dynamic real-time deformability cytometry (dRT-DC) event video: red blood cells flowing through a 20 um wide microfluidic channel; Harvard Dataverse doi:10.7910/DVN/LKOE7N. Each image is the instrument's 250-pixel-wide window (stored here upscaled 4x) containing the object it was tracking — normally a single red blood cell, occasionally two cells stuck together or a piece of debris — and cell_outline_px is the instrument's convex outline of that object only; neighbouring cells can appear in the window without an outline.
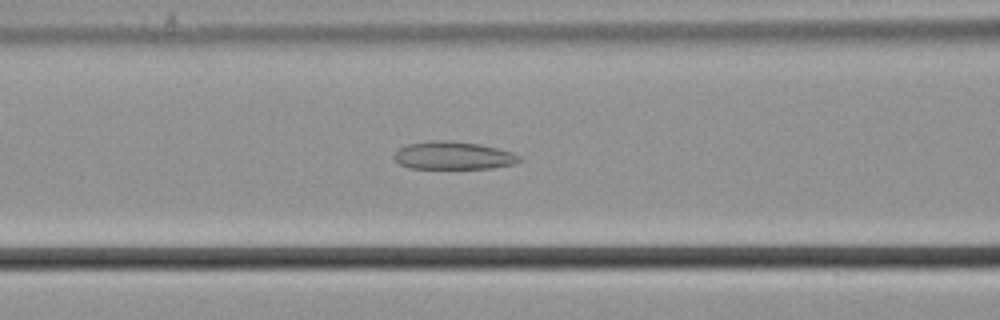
{"species": "common noctule bat (a hibernating species)", "species_latin": "Nyctalus noctula", "temperature_condition": "cold", "stored_images_in_passage": 57, "camera_frame_rate_fps": 3000, "um_per_image_px": 0.085, "animal": {"sex": "male", "body_mass_g": 21.5, "forearm_length_mm": 52.0}, "frame": {"image": 1, "passage_image": 24, "time_ms": 7.667, "image_size_px": [1000, 320], "cell_outline_px": [[520, 160], [516, 164], [492, 168], [408, 168], [400, 164], [392, 156], [400, 148], [408, 144], [436, 140], [448, 140], [480, 144], [512, 152], [520, 156]], "centroid_in_image_um": [38.54, 13.22], "position_along_channel_um": 128.1, "area_um2": 20.23}}
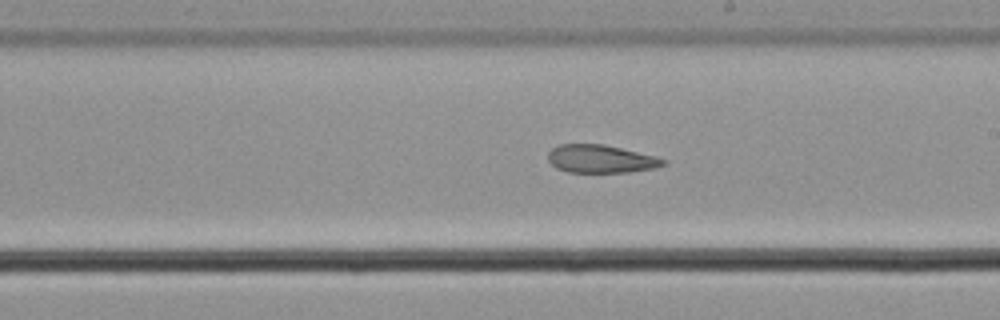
{"frame": {"image": 2, "passage_image": 33, "time_ms": 10.667, "image_size_px": [1000, 320], "cell_outline_px": [[668, 164], [656, 168], [628, 172], [568, 172], [556, 168], [548, 160], [548, 152], [552, 148], [560, 144], [604, 144], [656, 156], [668, 160]], "centroid_in_image_um": [51.1, 13.51], "position_along_channel_um": 237.9, "area_um2": 18.96}}
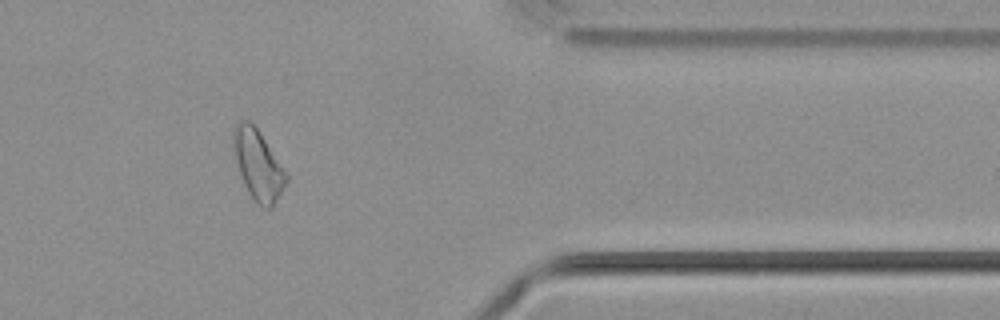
{"frame": {"image": 3, "passage_image": 47, "time_ms": 15.333, "image_size_px": [1000, 320], "cell_outline_px": [[288, 180], [272, 208], [264, 208], [248, 192], [244, 184], [240, 172], [232, 144], [232, 132], [236, 124], [240, 120], [248, 120], [256, 128], [288, 172]], "centroid_in_image_um": [21.95, 14.0], "position_along_channel_um": 389.5, "area_um2": 21.27}, "authors_computed_cell_mechanics": {"area_um2": 23.0622, "velocity_mm_per_s": 3.6747, "shape_relaxation_time_tau1_ms": null, "shape_relaxation_time_tau2_ms": 7.8932, "deformation_change_tau1": null, "deformation_change_tau2": 0.1753}}